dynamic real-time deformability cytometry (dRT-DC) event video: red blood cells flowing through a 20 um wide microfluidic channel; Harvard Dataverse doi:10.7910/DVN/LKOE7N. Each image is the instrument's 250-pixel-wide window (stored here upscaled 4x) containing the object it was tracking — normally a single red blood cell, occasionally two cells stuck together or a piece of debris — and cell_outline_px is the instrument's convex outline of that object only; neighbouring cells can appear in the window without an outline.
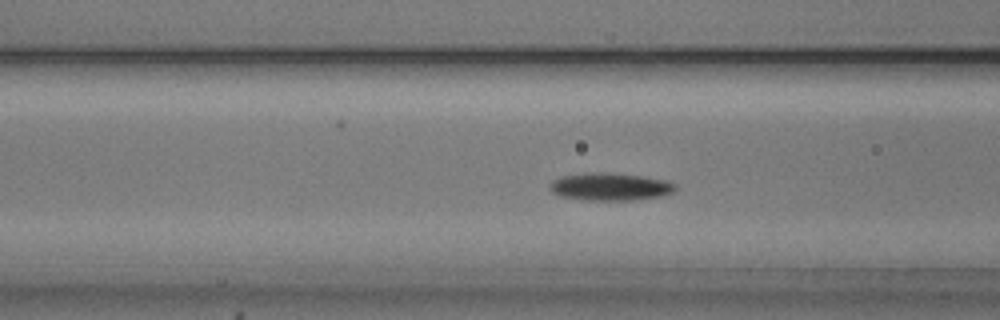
{"species": "common noctule bat (a hibernating species)", "species_latin": "Nyctalus noctula", "temperature_condition": "cold", "stored_images_in_passage": 50, "camera_frame_rate_fps": 3000, "um_per_image_px": 0.085, "animal": {"sex": "male", "body_mass_g": 20.5, "forearm_length_mm": 52.5}, "frame": {"image": 1, "passage_image": 17, "time_ms": 5.333, "image_size_px": [1000, 320], "cell_outline_px": [[680, 188], [672, 192], [660, 196], [632, 200], [584, 200], [560, 196], [552, 192], [552, 180], [560, 176], [588, 172], [604, 172], [640, 176], [664, 180], [676, 184]], "centroid_in_image_um": [51.87, 15.87], "position_along_channel_um": 114.7, "area_um2": 20.11}}
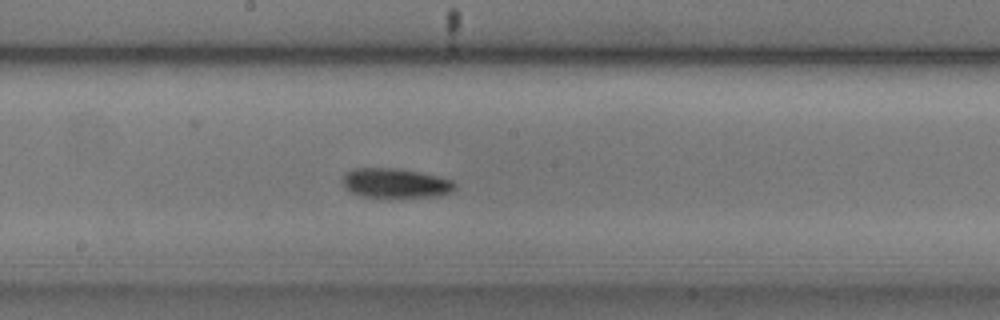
{"frame": {"image": 2, "passage_image": 25, "time_ms": 8.0, "image_size_px": [1000, 320], "cell_outline_px": [[456, 188], [452, 192], [440, 196], [388, 200], [364, 196], [348, 192], [344, 184], [344, 176], [352, 168], [396, 168], [420, 172], [452, 180], [456, 184]], "centroid_in_image_um": [33.65, 15.62], "position_along_channel_um": 214.5, "area_um2": 20.11}}
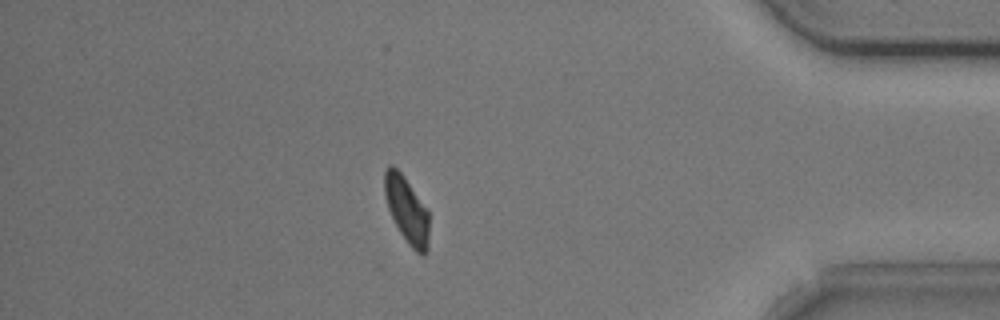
{"frame": {"image": 3, "passage_image": 43, "time_ms": 14.0, "image_size_px": [1000, 320], "cell_outline_px": [[428, 248], [424, 256], [416, 252], [408, 244], [400, 232], [388, 208], [384, 196], [384, 172], [388, 164], [392, 164], [404, 176], [428, 208]], "centroid_in_image_um": [34.57, 17.81], "position_along_channel_um": 400.6, "area_um2": 17.34}, "authors_computed_cell_mechanics": {"area_um2": 18.3226, "velocity_mm_per_s": 3.7395, "shape_relaxation_time_tau1_ms": 2.0398, "shape_relaxation_time_tau2_ms": null, "deformation_change_tau1": 0.1071, "deformation_change_tau2": null}}